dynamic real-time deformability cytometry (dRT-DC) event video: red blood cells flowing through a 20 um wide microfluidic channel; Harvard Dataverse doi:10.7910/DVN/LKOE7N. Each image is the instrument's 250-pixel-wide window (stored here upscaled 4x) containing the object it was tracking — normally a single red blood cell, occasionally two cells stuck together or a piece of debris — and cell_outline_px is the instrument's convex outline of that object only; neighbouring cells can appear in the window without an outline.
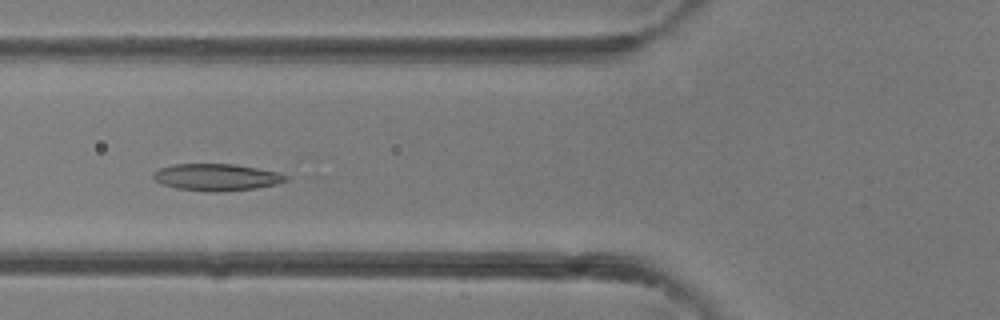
{"species": "common noctule bat (a hibernating species)", "species_latin": "Nyctalus noctula", "temperature_condition": "room temperature", "stored_images_in_passage": 37, "camera_frame_rate_fps": 3000, "um_per_image_px": 0.085, "animal": {"sex": "female"}, "frame": {"image": 1, "passage_image": 13, "time_ms": 4.0, "image_size_px": [1000, 320], "cell_outline_px": [[288, 180], [276, 184], [256, 188], [216, 192], [208, 192], [176, 188], [160, 184], [152, 176], [152, 172], [160, 168], [172, 164], [236, 164], [276, 172], [288, 176]], "centroid_in_image_um": [18.36, 15.06], "position_along_channel_um": 107.4, "area_um2": 20.81}}
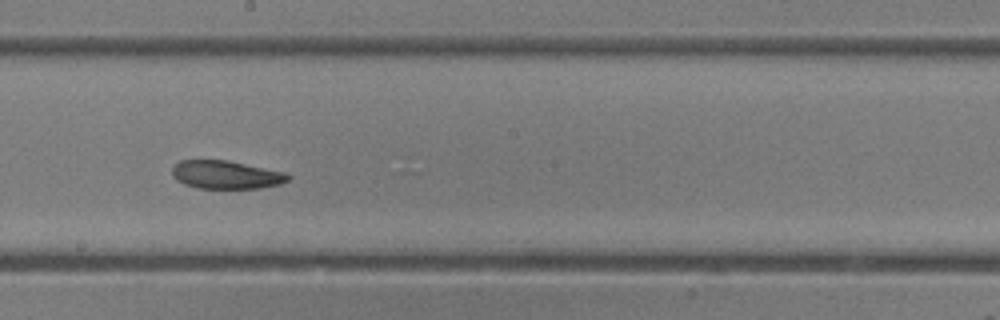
{"frame": {"image": 2, "passage_image": 20, "time_ms": 6.333, "image_size_px": [1000, 320], "cell_outline_px": [[292, 176], [288, 180], [280, 184], [260, 188], [200, 188], [184, 184], [176, 180], [172, 176], [172, 168], [180, 160], [228, 160], [284, 172]], "centroid_in_image_um": [19.21, 14.85], "position_along_channel_um": 229.0, "area_um2": 19.02}}
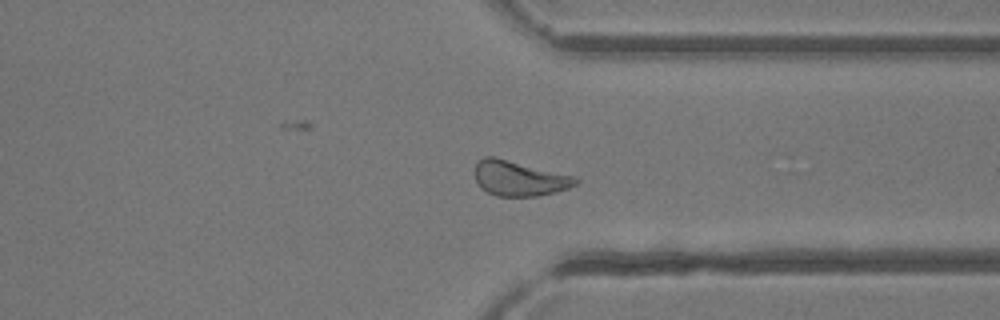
{"frame": {"image": 3, "passage_image": 28, "time_ms": 9.0, "image_size_px": [1000, 320], "cell_outline_px": [[580, 180], [576, 184], [568, 188], [536, 196], [496, 196], [480, 188], [476, 180], [476, 164], [484, 156], [492, 156], [576, 176]], "centroid_in_image_um": [44.14, 15.16], "position_along_channel_um": 367.3, "area_um2": 20.4}}